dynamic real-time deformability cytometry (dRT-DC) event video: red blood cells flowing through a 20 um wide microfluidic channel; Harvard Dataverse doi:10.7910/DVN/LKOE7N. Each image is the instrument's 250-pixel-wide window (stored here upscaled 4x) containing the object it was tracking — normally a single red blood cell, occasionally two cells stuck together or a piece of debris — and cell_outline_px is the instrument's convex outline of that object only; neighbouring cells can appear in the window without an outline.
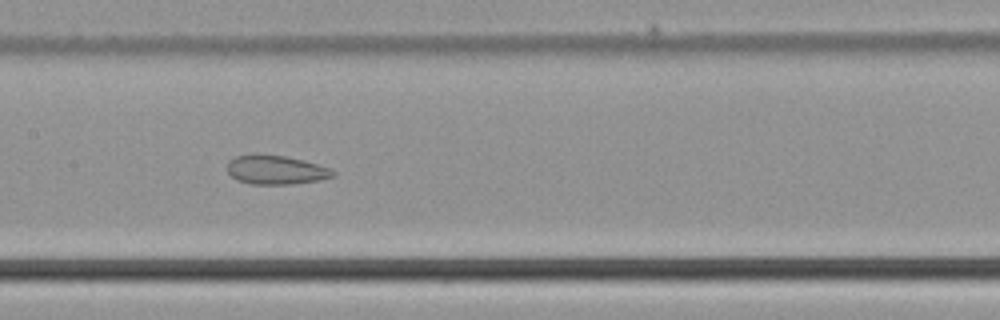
{"species": "common noctule bat (a hibernating species)", "species_latin": "Nyctalus noctula", "temperature_condition": "cold", "stored_images_in_passage": 35, "camera_frame_rate_fps": 3000, "um_per_image_px": 0.085, "animal": {"sex": "male", "body_mass_g": 21.5, "forearm_length_mm": 52.0}, "frame": {"image": 1, "passage_image": 10, "time_ms": 3.0, "image_size_px": [1000, 320], "cell_outline_px": [[336, 176], [320, 180], [292, 184], [252, 184], [236, 180], [228, 172], [228, 160], [236, 156], [256, 152], [284, 156], [304, 160], [328, 168], [336, 172]], "centroid_in_image_um": [23.42, 14.42], "position_along_channel_um": 184.0, "area_um2": 18.15}}
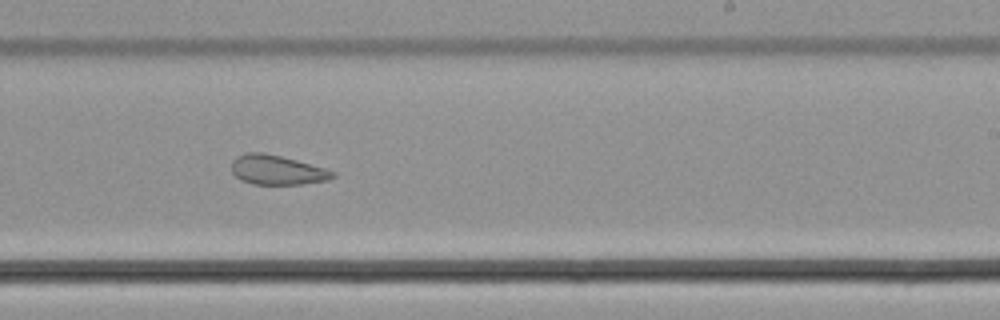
{"frame": {"image": 2, "passage_image": 16, "time_ms": 5.0, "image_size_px": [1000, 320], "cell_outline_px": [[336, 176], [328, 180], [300, 184], [252, 184], [240, 180], [232, 172], [232, 160], [236, 156], [248, 152], [264, 152], [296, 160], [324, 168], [336, 172]], "centroid_in_image_um": [23.53, 14.44], "position_along_channel_um": 265.5, "area_um2": 17.4}}
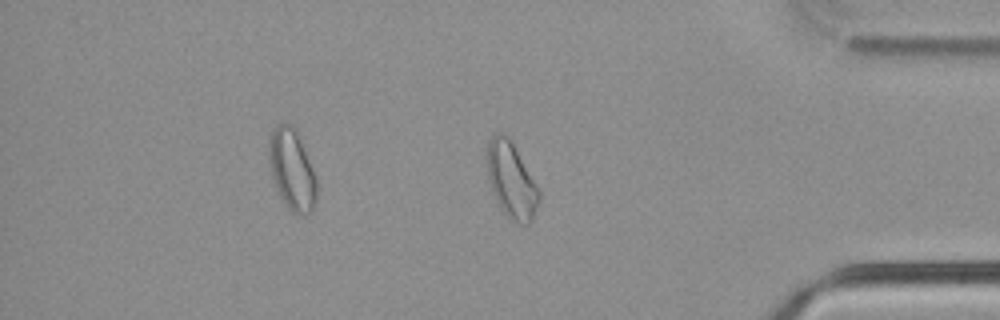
{"frame": {"image": 3, "passage_image": 27, "time_ms": 8.667, "image_size_px": [1000, 320], "cell_outline_px": [[540, 200], [532, 220], [528, 224], [520, 224], [508, 216], [500, 208], [492, 192], [488, 176], [488, 144], [492, 136], [496, 132], [504, 132], [508, 136], [536, 184], [540, 192]], "centroid_in_image_um": [43.47, 15.33], "position_along_channel_um": 391.7, "area_um2": 22.48}}